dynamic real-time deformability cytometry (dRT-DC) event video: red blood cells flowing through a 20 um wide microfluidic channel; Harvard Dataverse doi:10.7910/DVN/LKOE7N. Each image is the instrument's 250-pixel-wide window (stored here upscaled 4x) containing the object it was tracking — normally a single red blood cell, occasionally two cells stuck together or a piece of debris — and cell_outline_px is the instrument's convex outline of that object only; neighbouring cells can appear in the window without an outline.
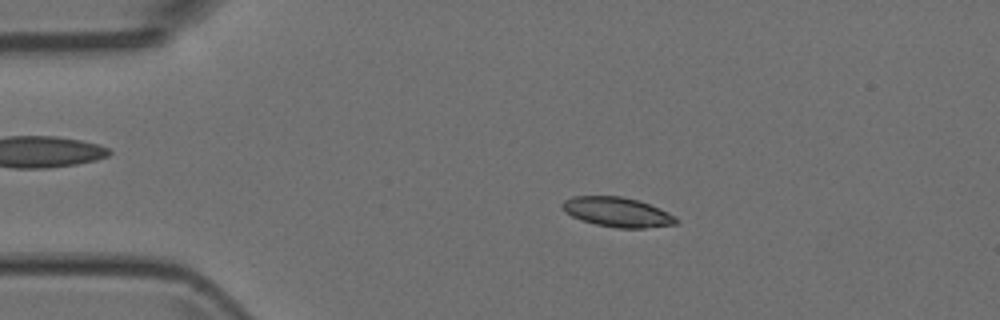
{"species": "Egyptian fruit bat (a non-hibernating species)", "species_latin": "Rousettus aegyptiacus", "temperature_condition": "room temperature", "stored_images_in_passage": 2, "camera_frame_rate_fps": 3000, "um_per_image_px": 0.085, "animal": {"sex": "female"}, "frame": {"image": 1, "passage_image": 1, "time_ms": 0.0, "image_size_px": [1000, 320], "cell_outline_px": [[680, 220], [676, 224], [644, 228], [616, 228], [596, 224], [580, 220], [564, 212], [560, 204], [564, 200], [572, 196], [620, 196], [640, 200], [660, 208], [676, 216]], "centroid_in_image_um": [52.47, 18.02], "position_along_channel_um": 32.5, "area_um2": 19.94}}